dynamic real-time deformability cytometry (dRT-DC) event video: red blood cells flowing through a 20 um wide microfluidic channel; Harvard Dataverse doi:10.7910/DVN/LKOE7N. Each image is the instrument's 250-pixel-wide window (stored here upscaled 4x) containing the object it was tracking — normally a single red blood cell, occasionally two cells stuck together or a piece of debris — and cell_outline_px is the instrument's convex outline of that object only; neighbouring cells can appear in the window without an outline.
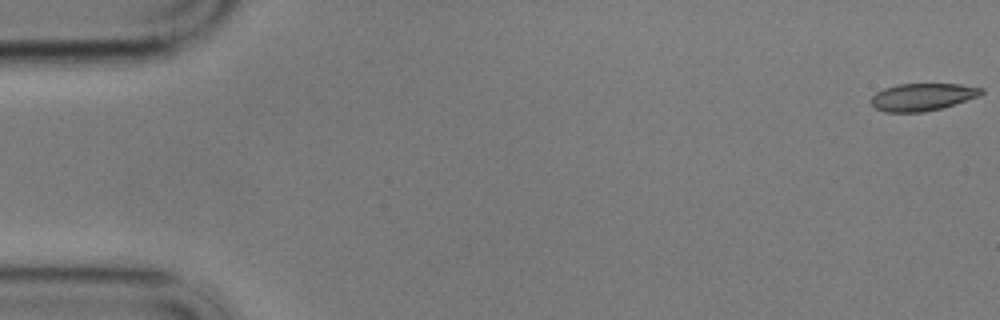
{"species": "common noctule bat (a hibernating species)", "species_latin": "Nyctalus noctula", "temperature_condition": "cold", "stored_images_in_passage": 18, "camera_frame_rate_fps": 3000, "um_per_image_px": 0.085, "animal": {"sex": "male", "body_mass_g": 17.9}, "frame": {"image": 1, "passage_image": 1, "time_ms": 0.0, "image_size_px": [1000, 320], "cell_outline_px": [[984, 92], [980, 96], [940, 108], [924, 112], [884, 112], [876, 108], [868, 100], [876, 92], [884, 88], [896, 84], [960, 84], [984, 88]], "centroid_in_image_um": [78.39, 8.23], "position_along_channel_um": 6.6, "area_um2": 17.69}}
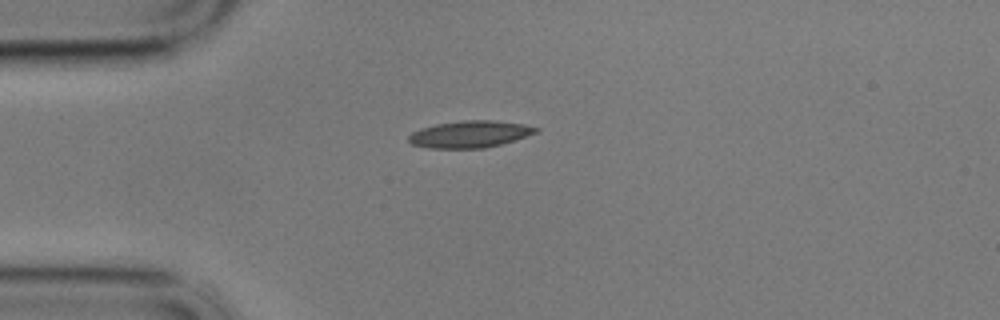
{"frame": {"image": 2, "passage_image": 15, "time_ms": 4.667, "image_size_px": [1000, 320], "cell_outline_px": [[540, 132], [500, 144], [484, 148], [428, 148], [412, 144], [408, 140], [408, 136], [412, 132], [420, 128], [436, 124], [460, 120], [492, 120], [524, 124], [540, 128]], "centroid_in_image_um": [39.94, 11.4], "position_along_channel_um": 45.1, "area_um2": 20.0}}